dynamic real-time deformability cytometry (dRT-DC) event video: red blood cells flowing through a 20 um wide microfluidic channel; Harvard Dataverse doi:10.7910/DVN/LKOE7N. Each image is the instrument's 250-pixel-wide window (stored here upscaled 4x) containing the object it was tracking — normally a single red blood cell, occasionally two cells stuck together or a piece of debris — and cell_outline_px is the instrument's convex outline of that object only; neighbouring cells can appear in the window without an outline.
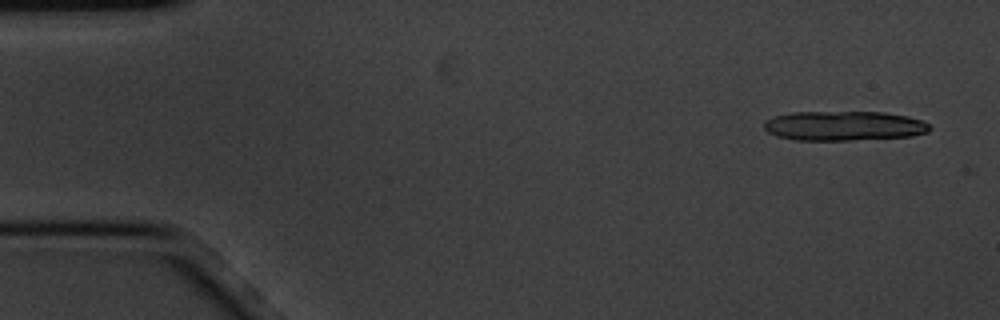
{"species": "common noctule bat (a hibernating species)", "species_latin": "Nyctalus noctula", "temperature_condition": "cold", "stored_images_in_passage": 5, "camera_frame_rate_fps": 3000, "um_per_image_px": 0.085, "animal": {"sex": "male", "body_mass_g": 20.1, "forearm_length_mm": 53.5}, "frame": {"image": 1, "passage_image": 1, "time_ms": 0.0, "image_size_px": [1000, 320], "cell_outline_px": [[932, 128], [928, 132], [912, 136], [852, 140], [792, 140], [776, 136], [768, 132], [764, 128], [764, 120], [776, 116], [792, 112], [884, 112], [908, 116], [920, 120], [928, 124]], "centroid_in_image_um": [71.72, 10.7], "position_along_channel_um": 13.3, "area_um2": 28.67}}